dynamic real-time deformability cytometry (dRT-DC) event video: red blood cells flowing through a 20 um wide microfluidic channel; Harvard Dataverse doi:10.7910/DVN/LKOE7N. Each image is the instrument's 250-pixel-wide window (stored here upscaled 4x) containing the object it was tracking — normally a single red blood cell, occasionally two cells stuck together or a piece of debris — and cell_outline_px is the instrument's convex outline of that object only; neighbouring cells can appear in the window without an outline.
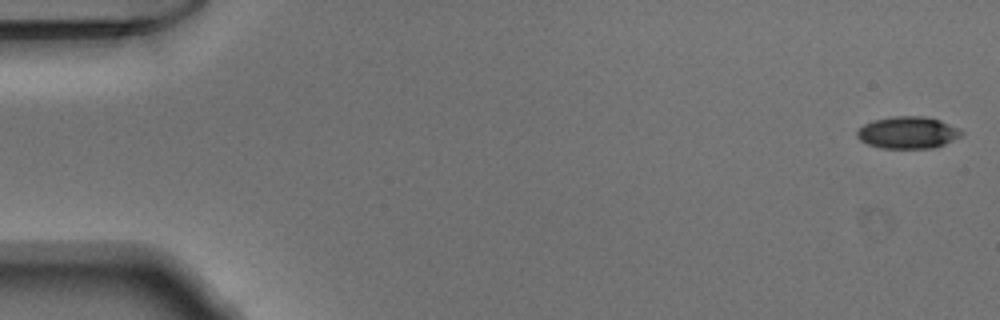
{"species": "Egyptian fruit bat (a non-hibernating species)", "species_latin": "Rousettus aegyptiacus", "temperature_condition": "warm", "stored_images_in_passage": 51, "camera_frame_rate_fps": 3000, "um_per_image_px": 0.085, "animal": {"sex": "male"}, "frame": {"image": 1, "passage_image": 1, "time_ms": 0.0, "image_size_px": [1000, 320], "cell_outline_px": [[964, 132], [960, 136], [944, 144], [932, 148], [880, 148], [868, 144], [860, 140], [856, 136], [856, 132], [864, 124], [872, 120], [892, 116], [924, 116], [940, 120], [960, 128]], "centroid_in_image_um": [77.16, 11.26], "position_along_channel_um": 7.8, "area_um2": 19.54}}
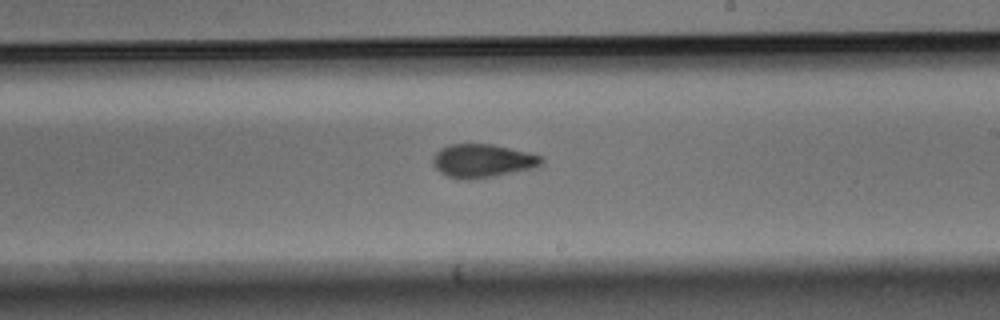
{"frame": {"image": 2, "passage_image": 30, "time_ms": 9.667, "image_size_px": [1000, 320], "cell_outline_px": [[544, 160], [540, 164], [532, 168], [496, 176], [472, 180], [464, 180], [448, 176], [440, 172], [432, 164], [432, 156], [440, 148], [448, 144], [492, 144], [528, 152], [544, 156]], "centroid_in_image_um": [40.99, 13.67], "position_along_channel_um": 248.0, "area_um2": 21.33}}
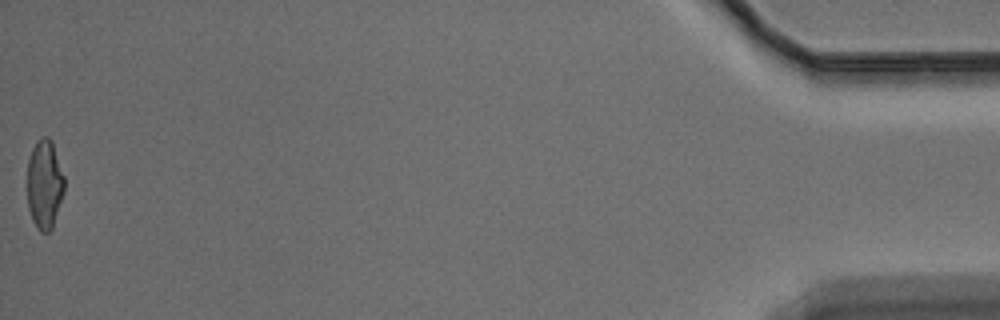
{"frame": {"image": 3, "passage_image": 51, "time_ms": 16.667, "image_size_px": [1000, 320], "cell_outline_px": [[64, 192], [52, 228], [48, 232], [40, 232], [36, 228], [32, 220], [28, 208], [28, 160], [32, 148], [36, 140], [40, 136], [48, 136], [52, 140], [64, 176]], "centroid_in_image_um": [3.78, 15.64], "position_along_channel_um": 431.4, "area_um2": 19.42}}